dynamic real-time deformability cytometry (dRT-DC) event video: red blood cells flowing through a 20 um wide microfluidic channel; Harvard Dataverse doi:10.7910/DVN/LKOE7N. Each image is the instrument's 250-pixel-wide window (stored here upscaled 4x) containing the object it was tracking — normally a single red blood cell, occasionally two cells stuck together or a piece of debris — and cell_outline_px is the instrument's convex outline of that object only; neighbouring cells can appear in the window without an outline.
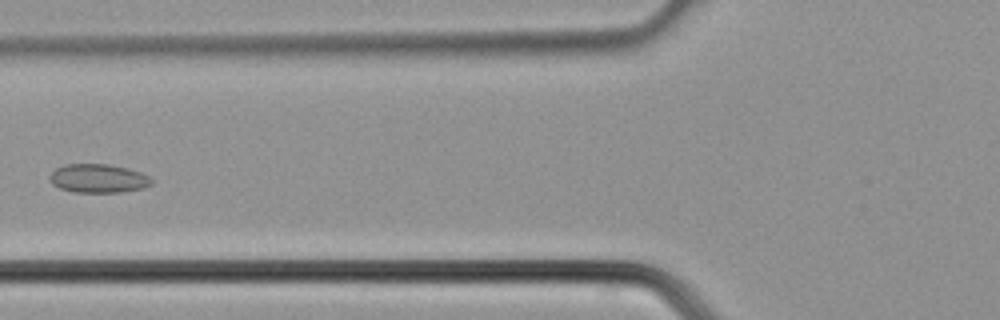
{"species": "common noctule bat (a hibernating species)", "species_latin": "Nyctalus noctula", "temperature_condition": "cold", "stored_images_in_passage": 39, "segment_of_instrument_passage": [1, 2], "camera_frame_rate_fps": 3000, "um_per_image_px": 0.085, "animal": {"sex": "male", "body_mass_g": 21.5, "forearm_length_mm": 52.0}, "frame": {"image": 1, "passage_image": 15, "time_ms": 4.667, "image_size_px": [1000, 320], "cell_outline_px": [[152, 184], [140, 188], [120, 192], [72, 192], [60, 188], [52, 184], [52, 172], [56, 168], [64, 164], [108, 164], [128, 168], [140, 172], [148, 176], [152, 180]], "centroid_in_image_um": [8.35, 15.16], "position_along_channel_um": 117.4, "area_um2": 16.82}}
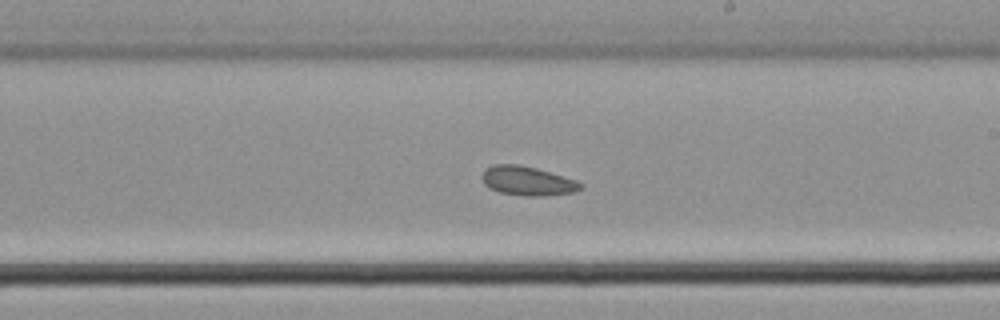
{"frame": {"image": 2, "passage_image": 22, "time_ms": 7.0, "image_size_px": [1000, 320], "cell_outline_px": [[584, 188], [572, 192], [544, 196], [524, 196], [500, 192], [488, 188], [484, 184], [480, 176], [492, 164], [520, 164], [536, 168], [576, 180], [584, 184]], "centroid_in_image_um": [44.83, 15.38], "position_along_channel_um": 244.2, "area_um2": 16.82}}
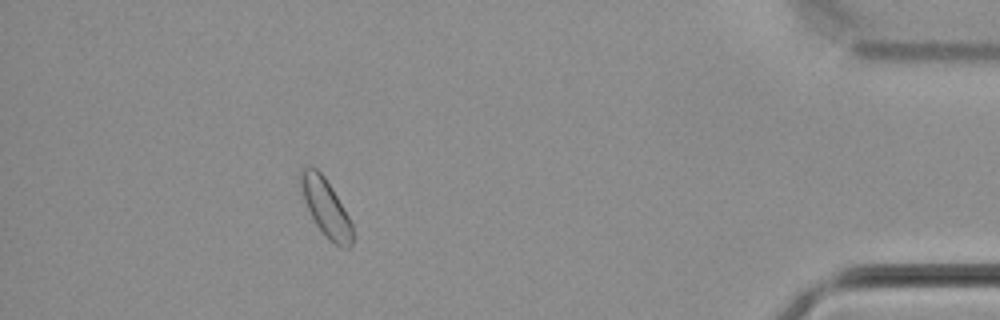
{"frame": {"image": 3, "passage_image": 34, "time_ms": 11.0, "image_size_px": [1000, 320], "cell_outline_px": [[352, 244], [348, 248], [340, 248], [316, 224], [304, 200], [300, 188], [300, 168], [316, 168], [324, 176], [332, 188], [348, 216], [352, 224]], "centroid_in_image_um": [27.69, 17.61], "position_along_channel_um": 407.5, "area_um2": 16.76}}